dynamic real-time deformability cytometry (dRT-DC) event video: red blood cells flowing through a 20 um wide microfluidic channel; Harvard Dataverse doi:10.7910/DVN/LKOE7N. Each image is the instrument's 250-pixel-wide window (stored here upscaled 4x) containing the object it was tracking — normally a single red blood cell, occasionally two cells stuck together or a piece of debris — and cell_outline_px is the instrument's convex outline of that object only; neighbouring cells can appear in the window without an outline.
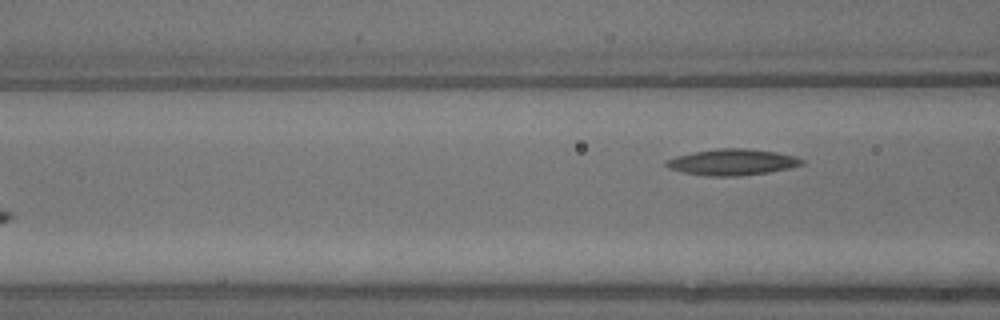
{"species": "common noctule bat (a hibernating species)", "species_latin": "Nyctalus noctula", "temperature_condition": "warm", "stored_images_in_passage": 4, "segment_of_instrument_passage": [2, 2], "camera_frame_rate_fps": 3000, "um_per_image_px": 0.085, "animal": {"sex": "male", "body_mass_g": 13.3}, "frame": {"image": 1, "passage_image": 4, "time_ms": 1.0, "image_size_px": [1000, 320], "cell_outline_px": [[804, 164], [788, 168], [768, 172], [740, 176], [704, 176], [684, 172], [668, 168], [664, 164], [664, 160], [676, 156], [692, 152], [720, 148], [744, 148], [776, 152], [796, 156], [804, 160]], "centroid_in_image_um": [62.21, 13.78], "position_along_channel_um": 104.4, "area_um2": 20.75}}